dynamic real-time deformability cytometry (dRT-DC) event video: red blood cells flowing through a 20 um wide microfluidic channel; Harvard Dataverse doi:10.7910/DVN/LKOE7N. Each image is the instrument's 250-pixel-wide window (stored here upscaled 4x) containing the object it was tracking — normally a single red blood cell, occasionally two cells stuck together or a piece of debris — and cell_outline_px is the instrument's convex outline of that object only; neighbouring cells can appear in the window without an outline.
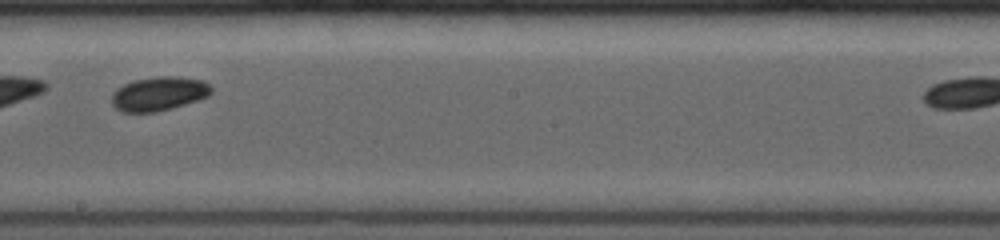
{"species": "common noctule bat (a hibernating species)", "species_latin": "Nyctalus noctula", "temperature_condition": "room temperature", "stored_images_in_passage": 17, "camera_frame_rate_fps": 4000, "um_per_image_px": 0.085, "animal": {"sex": "female", "body_mass_g": 19.0, "forearm_length_mm": 53.3}, "frame": {"image": 1, "passage_image": 8, "time_ms": 4.75, "image_size_px": [1000, 240], "cell_outline_px": [[212, 92], [208, 96], [172, 108], [156, 112], [124, 112], [116, 108], [112, 104], [112, 92], [116, 88], [124, 84], [136, 80], [156, 76], [176, 76], [204, 80], [212, 88]], "centroid_in_image_um": [13.5, 7.96], "position_along_channel_um": 234.7, "area_um2": 19.71}}
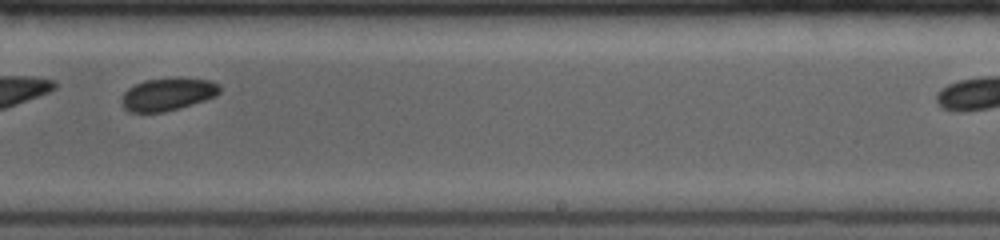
{"frame": {"image": 2, "passage_image": 10, "time_ms": 5.75, "image_size_px": [1000, 240], "cell_outline_px": [[220, 92], [216, 96], [192, 104], [164, 112], [128, 112], [120, 104], [120, 100], [124, 92], [128, 88], [144, 80], [176, 76], [180, 76], [212, 80], [220, 84]], "centroid_in_image_um": [14.26, 7.98], "position_along_channel_um": 274.7, "area_um2": 19.19}}